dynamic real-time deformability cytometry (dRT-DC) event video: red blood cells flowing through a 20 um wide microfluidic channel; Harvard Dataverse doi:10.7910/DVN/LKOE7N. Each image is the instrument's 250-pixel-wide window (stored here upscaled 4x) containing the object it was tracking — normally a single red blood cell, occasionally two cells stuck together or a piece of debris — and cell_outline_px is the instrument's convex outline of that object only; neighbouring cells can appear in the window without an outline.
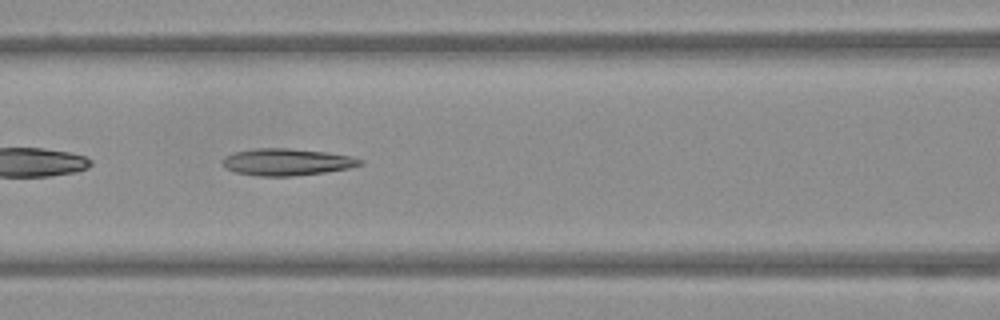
{"species": "Egyptian fruit bat (a non-hibernating species)", "species_latin": "Rousettus aegyptiacus", "temperature_condition": "warm", "stored_images_in_passage": 43, "camera_frame_rate_fps": 3000, "um_per_image_px": 0.085, "frame": {"image": 1, "passage_image": 13, "time_ms": 4.0, "image_size_px": [1000, 320], "cell_outline_px": [[364, 164], [348, 168], [324, 172], [292, 176], [260, 176], [236, 172], [220, 164], [220, 160], [224, 156], [232, 152], [256, 148], [288, 148], [328, 152], [352, 156], [364, 160]], "centroid_in_image_um": [24.37, 13.76], "position_along_channel_um": 142.2, "area_um2": 21.73}}
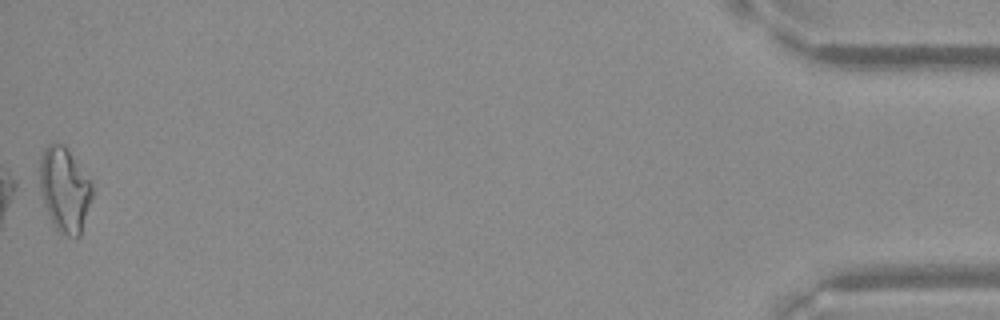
{"frame": {"image": 2, "passage_image": 43, "time_ms": 14.0, "image_size_px": [1000, 320], "cell_outline_px": [[92, 196], [80, 236], [68, 236], [60, 232], [56, 228], [44, 204], [40, 192], [40, 160], [44, 148], [48, 144], [64, 144], [92, 180]], "centroid_in_image_um": [5.5, 16.08], "position_along_channel_um": 429.7, "area_um2": 25.72}}